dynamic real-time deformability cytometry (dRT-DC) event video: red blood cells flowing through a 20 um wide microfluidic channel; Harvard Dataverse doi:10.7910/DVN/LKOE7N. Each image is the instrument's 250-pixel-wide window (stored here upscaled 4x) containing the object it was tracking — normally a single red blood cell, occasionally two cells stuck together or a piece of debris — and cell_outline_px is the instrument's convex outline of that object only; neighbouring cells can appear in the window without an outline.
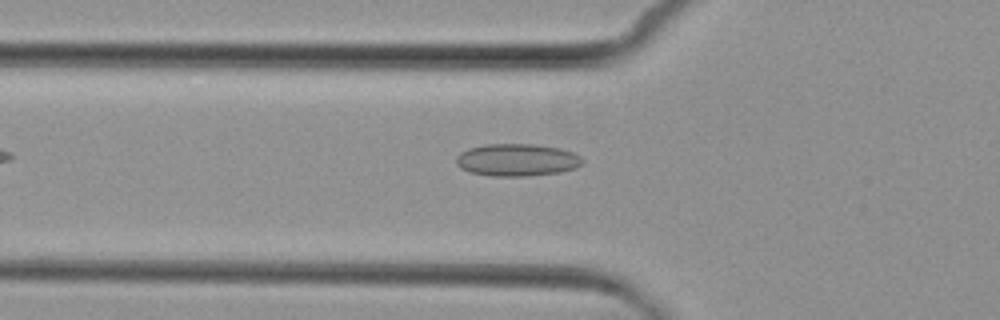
{"species": "common noctule bat (a hibernating species)", "species_latin": "Nyctalus noctula", "temperature_condition": "cold", "stored_images_in_passage": 6, "camera_frame_rate_fps": 3000, "um_per_image_px": 0.085, "animal": {"sex": "female", "body_mass_g": 29.2, "forearm_length_mm": 56.3}, "frame": {"image": 1, "passage_image": 5, "time_ms": 5.667, "image_size_px": [1000, 320], "cell_outline_px": [[584, 160], [576, 168], [560, 172], [528, 176], [492, 176], [468, 172], [460, 168], [456, 164], [456, 156], [460, 152], [468, 148], [484, 144], [532, 144], [560, 148], [572, 152], [580, 156]], "centroid_in_image_um": [43.91, 13.59], "position_along_channel_um": 81.9, "area_um2": 23.99}}